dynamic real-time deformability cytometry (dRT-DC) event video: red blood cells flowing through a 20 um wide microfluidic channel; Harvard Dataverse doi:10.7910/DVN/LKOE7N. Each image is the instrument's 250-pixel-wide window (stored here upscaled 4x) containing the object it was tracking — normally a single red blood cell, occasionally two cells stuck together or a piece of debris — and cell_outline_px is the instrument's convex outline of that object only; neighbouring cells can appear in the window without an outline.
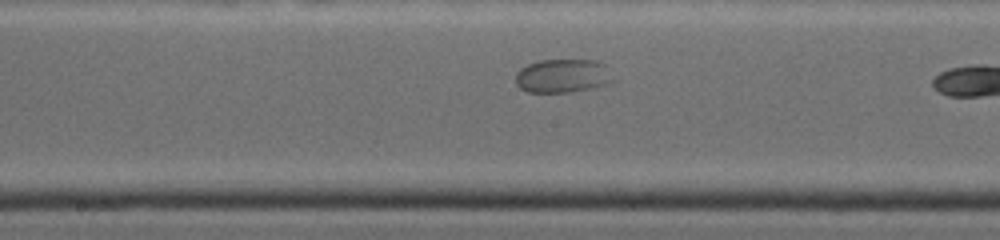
{"species": "common noctule bat (a hibernating species)", "species_latin": "Nyctalus noctula", "temperature_condition": "warm", "stored_images_in_passage": 20, "camera_frame_rate_fps": 4500, "um_per_image_px": 0.085, "animal": {"sex": "female", "body_mass_g": 19.0, "forearm_length_mm": 53.3}, "frame": {"image": 1, "passage_image": 12, "time_ms": 4.889, "image_size_px": [1000, 240], "cell_outline_px": [[612, 80], [604, 84], [592, 88], [568, 92], [528, 92], [520, 88], [516, 84], [516, 72], [520, 68], [528, 64], [540, 60], [592, 60], [604, 64]], "centroid_in_image_um": [47.75, 6.45], "position_along_channel_um": 200.5, "area_um2": 18.79}}